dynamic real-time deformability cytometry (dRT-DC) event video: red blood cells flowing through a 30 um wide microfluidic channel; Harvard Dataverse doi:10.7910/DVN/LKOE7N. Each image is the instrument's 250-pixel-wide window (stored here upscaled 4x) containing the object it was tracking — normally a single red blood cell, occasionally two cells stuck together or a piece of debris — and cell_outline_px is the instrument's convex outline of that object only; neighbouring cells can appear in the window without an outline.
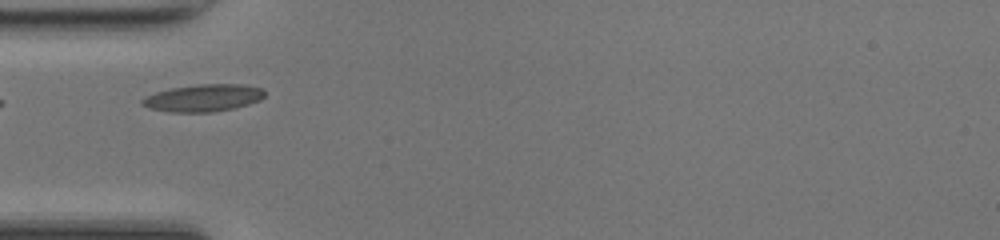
{"species": "common noctule bat (a hibernating species)", "species_latin": "Nyctalus noctula", "temperature_condition": "room temperature", "stored_images_in_passage": 34, "camera_frame_rate_fps": 3000, "um_per_image_px": 0.085, "animal": {"sex": "female", "body_mass_g": 17.0, "forearm_length_mm": 48.0}, "frame": {"image": 1, "passage_image": 1, "time_ms": 0.0, "image_size_px": [1000, 240], "cell_outline_px": [[264, 96], [260, 100], [248, 104], [232, 108], [212, 112], [168, 112], [148, 108], [140, 104], [140, 100], [156, 92], [172, 88], [200, 84], [244, 84], [264, 88]], "centroid_in_image_um": [17.28, 8.32], "position_along_channel_um": 67.7, "area_um2": 19.42}}
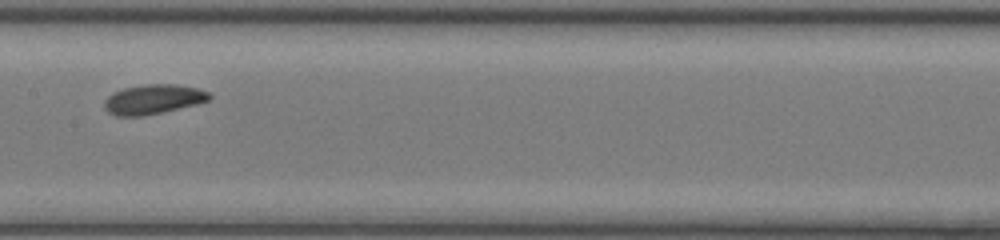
{"frame": {"image": 2, "passage_image": 10, "time_ms": 3.0, "image_size_px": [1000, 240], "cell_outline_px": [[212, 96], [208, 100], [196, 104], [144, 116], [116, 116], [108, 112], [104, 108], [104, 100], [112, 92], [124, 88], [144, 84], [176, 84], [196, 88], [208, 92]], "centroid_in_image_um": [12.98, 8.44], "position_along_channel_um": 194.4, "area_um2": 18.09}}
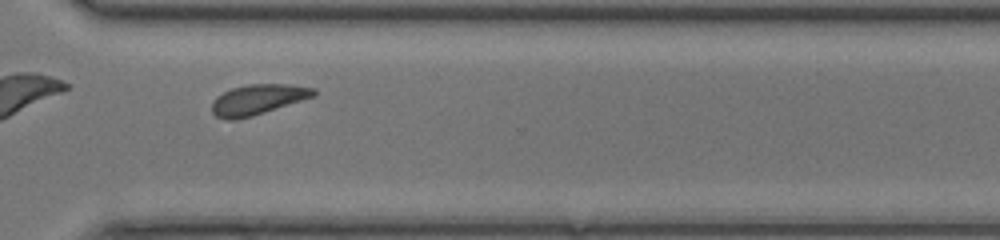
{"frame": {"image": 3, "passage_image": 21, "time_ms": 6.667, "image_size_px": [1000, 240], "cell_outline_px": [[316, 96], [252, 116], [236, 120], [228, 120], [216, 116], [212, 112], [212, 100], [216, 96], [232, 88], [248, 84], [288, 84], [316, 88]], "centroid_in_image_um": [21.92, 8.46], "position_along_channel_um": 348.7, "area_um2": 18.03}, "authors_computed_cell_mechanics": {"area_um2": 17.4845, "velocity_mm_per_s": 4.2121, "shape_relaxation_time_tau1_ms": 5.9476, "shape_relaxation_time_tau2_ms": 4.6258, "deformation_change_tau1": 0.1394, "deformation_change_tau2": 0.0974}}